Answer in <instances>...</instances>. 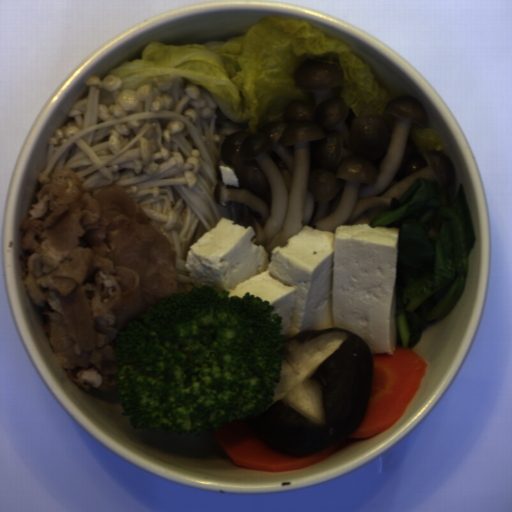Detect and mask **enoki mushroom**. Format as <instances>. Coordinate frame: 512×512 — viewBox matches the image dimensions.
I'll return each instance as SVG.
<instances>
[{"label":"enoki mushroom","mask_w":512,"mask_h":512,"mask_svg":"<svg viewBox=\"0 0 512 512\" xmlns=\"http://www.w3.org/2000/svg\"><path fill=\"white\" fill-rule=\"evenodd\" d=\"M85 85L86 96L70 106L69 119L48 139L37 181L47 184L56 172L71 170L97 193L118 184L170 242L185 294L195 286L185 265L190 247L221 218L240 225L242 204H216L213 190L226 138L252 131L226 117L206 89L180 76L128 91L108 74L91 76ZM100 88L112 93L115 105H99Z\"/></svg>","instance_id":"obj_1"}]
</instances>
